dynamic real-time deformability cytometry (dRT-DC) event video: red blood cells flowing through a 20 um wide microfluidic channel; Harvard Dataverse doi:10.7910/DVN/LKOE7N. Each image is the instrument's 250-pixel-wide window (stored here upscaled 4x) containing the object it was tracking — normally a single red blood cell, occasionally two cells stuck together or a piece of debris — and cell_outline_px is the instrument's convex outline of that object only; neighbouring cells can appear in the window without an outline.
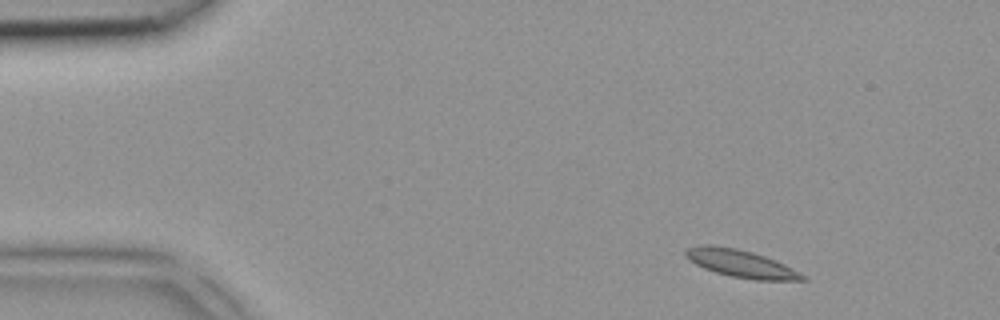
{"species": "common noctule bat (a hibernating species)", "species_latin": "Nyctalus noctula", "temperature_condition": "room temperature", "stored_images_in_passage": 4, "segment_of_instrument_passage": [1, 2], "camera_frame_rate_fps": 3000, "um_per_image_px": 0.085, "animal": {"sex": "female", "body_mass_g": 18.4}, "frame": {"image": 1, "passage_image": 1, "time_ms": 0.0, "image_size_px": [1000, 320], "cell_outline_px": [[808, 280], [756, 280], [732, 276], [716, 272], [704, 268], [688, 260], [684, 256], [684, 252], [688, 248], [700, 244], [712, 244], [736, 248], [752, 252], [776, 260], [808, 276]], "centroid_in_image_um": [62.97, 22.39], "position_along_channel_um": 22.0, "area_um2": 18.84}}